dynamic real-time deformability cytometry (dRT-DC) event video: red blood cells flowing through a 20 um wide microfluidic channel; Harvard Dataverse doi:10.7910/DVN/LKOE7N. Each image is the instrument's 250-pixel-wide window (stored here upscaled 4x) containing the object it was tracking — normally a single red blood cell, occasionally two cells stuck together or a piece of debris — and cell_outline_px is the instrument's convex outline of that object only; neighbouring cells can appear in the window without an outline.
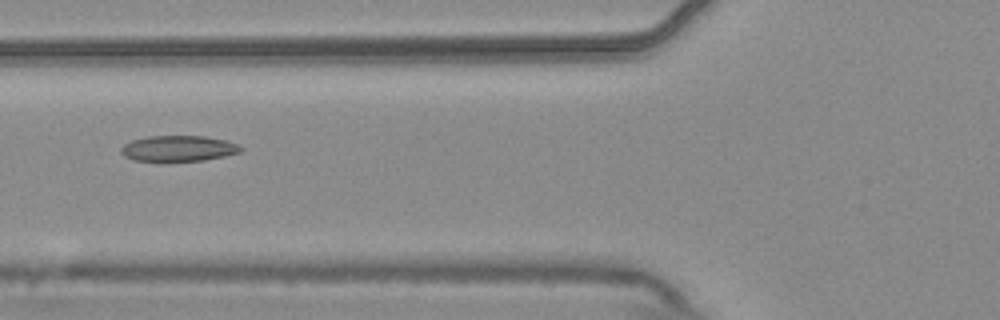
{"species": "common noctule bat (a hibernating species)", "species_latin": "Nyctalus noctula", "temperature_condition": "warm", "stored_images_in_passage": 7, "camera_frame_rate_fps": 3000, "um_per_image_px": 0.085, "animal": {"sex": "male", "body_mass_g": 20.4}, "frame": {"image": 1, "passage_image": 6, "time_ms": 1.667, "image_size_px": [1000, 320], "cell_outline_px": [[244, 148], [240, 152], [224, 156], [204, 160], [160, 164], [136, 160], [124, 156], [120, 152], [120, 148], [124, 144], [132, 140], [148, 136], [204, 136], [224, 140], [236, 144]], "centroid_in_image_um": [15.1, 12.66], "position_along_channel_um": 110.7, "area_um2": 18.61}}
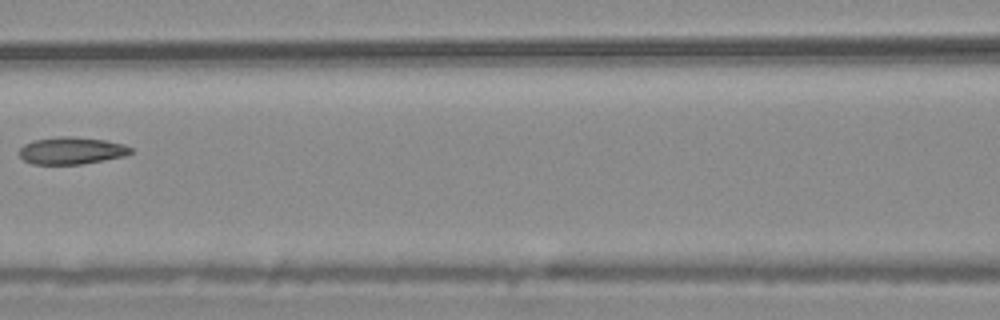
{"frame": {"image": 2, "passage_image": 7, "time_ms": 2.0, "image_size_px": [1000, 320], "cell_outline_px": [[132, 152], [124, 156], [84, 164], [32, 164], [24, 160], [20, 156], [20, 148], [24, 144], [32, 140], [60, 136], [72, 136], [104, 140], [124, 144], [132, 148]], "centroid_in_image_um": [6.07, 12.8], "position_along_channel_um": 160.5, "area_um2": 17.69}}